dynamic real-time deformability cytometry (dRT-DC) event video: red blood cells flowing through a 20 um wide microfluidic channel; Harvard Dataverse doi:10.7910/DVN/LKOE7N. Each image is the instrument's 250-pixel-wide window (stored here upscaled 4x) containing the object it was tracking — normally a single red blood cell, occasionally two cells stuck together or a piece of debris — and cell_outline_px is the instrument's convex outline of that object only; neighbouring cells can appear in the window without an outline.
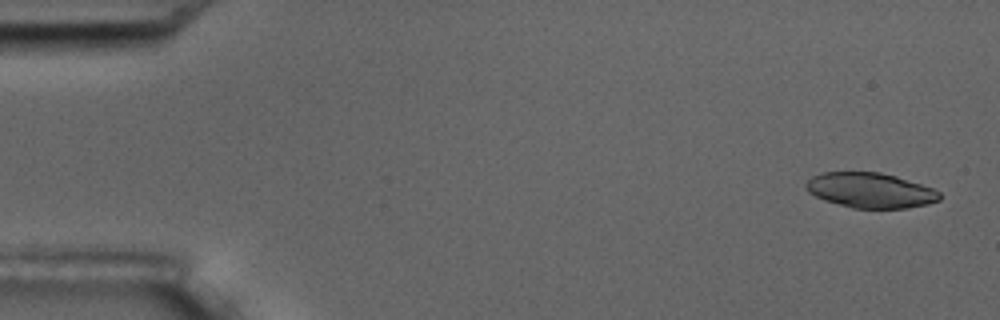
{"species": "common noctule bat (a hibernating species)", "species_latin": "Nyctalus noctula", "temperature_condition": "room temperature", "stored_images_in_passage": 6, "camera_frame_rate_fps": 3000, "um_per_image_px": 0.085, "animal": {"sex": "male", "body_mass_g": 17.5, "forearm_length_mm": 52.3}, "frame": {"image": 1, "passage_image": 1, "time_ms": 0.0, "image_size_px": [1000, 320], "cell_outline_px": [[940, 200], [928, 204], [908, 208], [852, 208], [824, 200], [808, 192], [804, 188], [804, 184], [812, 176], [820, 172], [880, 172], [896, 176], [932, 188], [940, 192]], "centroid_in_image_um": [73.95, 16.17], "position_along_channel_um": 11.1, "area_um2": 27.4}}
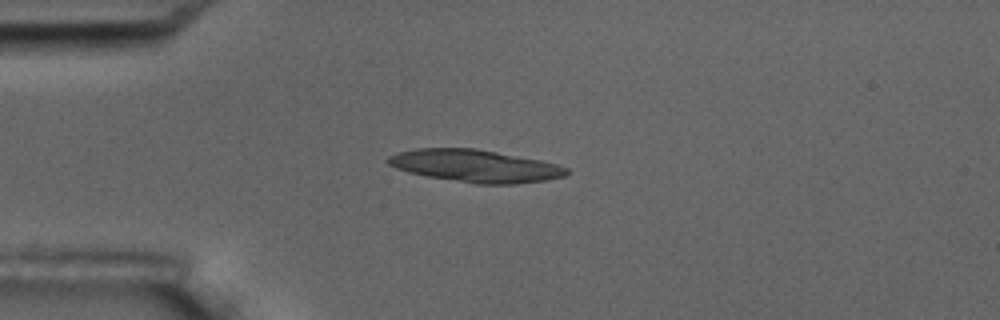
{"frame": {"image": 2, "passage_image": 4, "time_ms": 4.0, "image_size_px": [1000, 320], "cell_outline_px": [[568, 172], [564, 176], [544, 180], [516, 184], [476, 184], [428, 176], [408, 172], [396, 168], [388, 164], [384, 160], [388, 156], [396, 152], [416, 148], [476, 148], [540, 160], [556, 164], [568, 168]], "centroid_in_image_um": [40.34, 14.09], "position_along_channel_um": 44.7, "area_um2": 33.7}}